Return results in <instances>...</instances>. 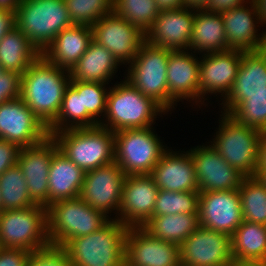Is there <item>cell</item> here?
Listing matches in <instances>:
<instances>
[{
  "label": "cell",
  "instance_id": "1",
  "mask_svg": "<svg viewBox=\"0 0 266 266\" xmlns=\"http://www.w3.org/2000/svg\"><path fill=\"white\" fill-rule=\"evenodd\" d=\"M70 79L69 70L42 55L22 74L20 98L47 128L57 119Z\"/></svg>",
  "mask_w": 266,
  "mask_h": 266
},
{
  "label": "cell",
  "instance_id": "2",
  "mask_svg": "<svg viewBox=\"0 0 266 266\" xmlns=\"http://www.w3.org/2000/svg\"><path fill=\"white\" fill-rule=\"evenodd\" d=\"M109 88L106 113L99 124L114 133L122 129H137L154 126L167 113L152 98L143 95L126 79H120Z\"/></svg>",
  "mask_w": 266,
  "mask_h": 266
},
{
  "label": "cell",
  "instance_id": "3",
  "mask_svg": "<svg viewBox=\"0 0 266 266\" xmlns=\"http://www.w3.org/2000/svg\"><path fill=\"white\" fill-rule=\"evenodd\" d=\"M128 227L111 219L101 229L70 239L64 248L73 266H124Z\"/></svg>",
  "mask_w": 266,
  "mask_h": 266
},
{
  "label": "cell",
  "instance_id": "4",
  "mask_svg": "<svg viewBox=\"0 0 266 266\" xmlns=\"http://www.w3.org/2000/svg\"><path fill=\"white\" fill-rule=\"evenodd\" d=\"M220 113L219 127L207 144L210 143L244 177H255L263 132L240 123L229 113Z\"/></svg>",
  "mask_w": 266,
  "mask_h": 266
},
{
  "label": "cell",
  "instance_id": "5",
  "mask_svg": "<svg viewBox=\"0 0 266 266\" xmlns=\"http://www.w3.org/2000/svg\"><path fill=\"white\" fill-rule=\"evenodd\" d=\"M58 149L84 172L114 161V132L99 126L73 128L51 135Z\"/></svg>",
  "mask_w": 266,
  "mask_h": 266
},
{
  "label": "cell",
  "instance_id": "6",
  "mask_svg": "<svg viewBox=\"0 0 266 266\" xmlns=\"http://www.w3.org/2000/svg\"><path fill=\"white\" fill-rule=\"evenodd\" d=\"M72 25L65 0H23L16 10V26L41 54Z\"/></svg>",
  "mask_w": 266,
  "mask_h": 266
},
{
  "label": "cell",
  "instance_id": "7",
  "mask_svg": "<svg viewBox=\"0 0 266 266\" xmlns=\"http://www.w3.org/2000/svg\"><path fill=\"white\" fill-rule=\"evenodd\" d=\"M46 209L49 241L63 246L70 239L101 229L112 219L80 197L51 203Z\"/></svg>",
  "mask_w": 266,
  "mask_h": 266
},
{
  "label": "cell",
  "instance_id": "8",
  "mask_svg": "<svg viewBox=\"0 0 266 266\" xmlns=\"http://www.w3.org/2000/svg\"><path fill=\"white\" fill-rule=\"evenodd\" d=\"M155 127L122 129L114 133V161L127 175L151 174L168 148Z\"/></svg>",
  "mask_w": 266,
  "mask_h": 266
},
{
  "label": "cell",
  "instance_id": "9",
  "mask_svg": "<svg viewBox=\"0 0 266 266\" xmlns=\"http://www.w3.org/2000/svg\"><path fill=\"white\" fill-rule=\"evenodd\" d=\"M171 49L144 42L124 73L125 79L168 113L167 65Z\"/></svg>",
  "mask_w": 266,
  "mask_h": 266
},
{
  "label": "cell",
  "instance_id": "10",
  "mask_svg": "<svg viewBox=\"0 0 266 266\" xmlns=\"http://www.w3.org/2000/svg\"><path fill=\"white\" fill-rule=\"evenodd\" d=\"M50 243L47 230V209L34 205L5 210L0 214V245L34 251Z\"/></svg>",
  "mask_w": 266,
  "mask_h": 266
},
{
  "label": "cell",
  "instance_id": "11",
  "mask_svg": "<svg viewBox=\"0 0 266 266\" xmlns=\"http://www.w3.org/2000/svg\"><path fill=\"white\" fill-rule=\"evenodd\" d=\"M242 55L243 51L237 49L201 54L197 108H202V105L208 106L205 101H208L209 94H220L219 102L227 96L237 76Z\"/></svg>",
  "mask_w": 266,
  "mask_h": 266
},
{
  "label": "cell",
  "instance_id": "12",
  "mask_svg": "<svg viewBox=\"0 0 266 266\" xmlns=\"http://www.w3.org/2000/svg\"><path fill=\"white\" fill-rule=\"evenodd\" d=\"M125 177L123 170L115 161L87 171L79 197L108 217L113 215L110 213H114L112 219L119 220Z\"/></svg>",
  "mask_w": 266,
  "mask_h": 266
},
{
  "label": "cell",
  "instance_id": "13",
  "mask_svg": "<svg viewBox=\"0 0 266 266\" xmlns=\"http://www.w3.org/2000/svg\"><path fill=\"white\" fill-rule=\"evenodd\" d=\"M93 41L107 48L121 65H129L145 42V33L113 11L92 26Z\"/></svg>",
  "mask_w": 266,
  "mask_h": 266
},
{
  "label": "cell",
  "instance_id": "14",
  "mask_svg": "<svg viewBox=\"0 0 266 266\" xmlns=\"http://www.w3.org/2000/svg\"><path fill=\"white\" fill-rule=\"evenodd\" d=\"M181 266H233L231 237L199 227L179 245Z\"/></svg>",
  "mask_w": 266,
  "mask_h": 266
},
{
  "label": "cell",
  "instance_id": "15",
  "mask_svg": "<svg viewBox=\"0 0 266 266\" xmlns=\"http://www.w3.org/2000/svg\"><path fill=\"white\" fill-rule=\"evenodd\" d=\"M48 128L19 97L0 104V139L21 147L41 143Z\"/></svg>",
  "mask_w": 266,
  "mask_h": 266
},
{
  "label": "cell",
  "instance_id": "16",
  "mask_svg": "<svg viewBox=\"0 0 266 266\" xmlns=\"http://www.w3.org/2000/svg\"><path fill=\"white\" fill-rule=\"evenodd\" d=\"M58 150L56 141L50 135L39 144L20 148L17 164L27 182L30 199L35 205H49L50 163Z\"/></svg>",
  "mask_w": 266,
  "mask_h": 266
},
{
  "label": "cell",
  "instance_id": "17",
  "mask_svg": "<svg viewBox=\"0 0 266 266\" xmlns=\"http://www.w3.org/2000/svg\"><path fill=\"white\" fill-rule=\"evenodd\" d=\"M195 166L199 192L239 190L244 178L211 145L203 144L188 149Z\"/></svg>",
  "mask_w": 266,
  "mask_h": 266
},
{
  "label": "cell",
  "instance_id": "18",
  "mask_svg": "<svg viewBox=\"0 0 266 266\" xmlns=\"http://www.w3.org/2000/svg\"><path fill=\"white\" fill-rule=\"evenodd\" d=\"M198 212L201 227L231 237L243 222L239 190L200 192Z\"/></svg>",
  "mask_w": 266,
  "mask_h": 266
},
{
  "label": "cell",
  "instance_id": "19",
  "mask_svg": "<svg viewBox=\"0 0 266 266\" xmlns=\"http://www.w3.org/2000/svg\"><path fill=\"white\" fill-rule=\"evenodd\" d=\"M124 266H181L179 245L157 239L142 227H129Z\"/></svg>",
  "mask_w": 266,
  "mask_h": 266
},
{
  "label": "cell",
  "instance_id": "20",
  "mask_svg": "<svg viewBox=\"0 0 266 266\" xmlns=\"http://www.w3.org/2000/svg\"><path fill=\"white\" fill-rule=\"evenodd\" d=\"M196 55L189 50H171L169 54L166 73L170 114L179 101L198 106L200 56Z\"/></svg>",
  "mask_w": 266,
  "mask_h": 266
},
{
  "label": "cell",
  "instance_id": "21",
  "mask_svg": "<svg viewBox=\"0 0 266 266\" xmlns=\"http://www.w3.org/2000/svg\"><path fill=\"white\" fill-rule=\"evenodd\" d=\"M159 188L150 174L127 175L123 183L119 221L142 227L152 216Z\"/></svg>",
  "mask_w": 266,
  "mask_h": 266
},
{
  "label": "cell",
  "instance_id": "22",
  "mask_svg": "<svg viewBox=\"0 0 266 266\" xmlns=\"http://www.w3.org/2000/svg\"><path fill=\"white\" fill-rule=\"evenodd\" d=\"M196 10L185 6L160 11L145 34V41L156 47L189 50Z\"/></svg>",
  "mask_w": 266,
  "mask_h": 266
},
{
  "label": "cell",
  "instance_id": "23",
  "mask_svg": "<svg viewBox=\"0 0 266 266\" xmlns=\"http://www.w3.org/2000/svg\"><path fill=\"white\" fill-rule=\"evenodd\" d=\"M221 15L224 21L227 45L230 49L242 51L263 49L266 31L262 29V33H258V30L260 31L258 28L262 25L252 0L239 7L221 12Z\"/></svg>",
  "mask_w": 266,
  "mask_h": 266
},
{
  "label": "cell",
  "instance_id": "24",
  "mask_svg": "<svg viewBox=\"0 0 266 266\" xmlns=\"http://www.w3.org/2000/svg\"><path fill=\"white\" fill-rule=\"evenodd\" d=\"M159 190L187 192L199 191L195 166L189 150L173 151L169 147L150 174Z\"/></svg>",
  "mask_w": 266,
  "mask_h": 266
},
{
  "label": "cell",
  "instance_id": "25",
  "mask_svg": "<svg viewBox=\"0 0 266 266\" xmlns=\"http://www.w3.org/2000/svg\"><path fill=\"white\" fill-rule=\"evenodd\" d=\"M266 91V52L243 51L237 76L227 96L222 100L221 111L230 113L242 100L245 93Z\"/></svg>",
  "mask_w": 266,
  "mask_h": 266
},
{
  "label": "cell",
  "instance_id": "26",
  "mask_svg": "<svg viewBox=\"0 0 266 266\" xmlns=\"http://www.w3.org/2000/svg\"><path fill=\"white\" fill-rule=\"evenodd\" d=\"M92 41L91 26L73 24L63 29L41 55L49 63L70 71Z\"/></svg>",
  "mask_w": 266,
  "mask_h": 266
},
{
  "label": "cell",
  "instance_id": "27",
  "mask_svg": "<svg viewBox=\"0 0 266 266\" xmlns=\"http://www.w3.org/2000/svg\"><path fill=\"white\" fill-rule=\"evenodd\" d=\"M84 176L85 172L58 150L50 163L49 205L57 201L79 197Z\"/></svg>",
  "mask_w": 266,
  "mask_h": 266
},
{
  "label": "cell",
  "instance_id": "28",
  "mask_svg": "<svg viewBox=\"0 0 266 266\" xmlns=\"http://www.w3.org/2000/svg\"><path fill=\"white\" fill-rule=\"evenodd\" d=\"M229 49L221 13L196 10L189 50L201 55Z\"/></svg>",
  "mask_w": 266,
  "mask_h": 266
},
{
  "label": "cell",
  "instance_id": "29",
  "mask_svg": "<svg viewBox=\"0 0 266 266\" xmlns=\"http://www.w3.org/2000/svg\"><path fill=\"white\" fill-rule=\"evenodd\" d=\"M120 65L107 48L92 41L86 52L69 71L70 80L109 84Z\"/></svg>",
  "mask_w": 266,
  "mask_h": 266
},
{
  "label": "cell",
  "instance_id": "30",
  "mask_svg": "<svg viewBox=\"0 0 266 266\" xmlns=\"http://www.w3.org/2000/svg\"><path fill=\"white\" fill-rule=\"evenodd\" d=\"M231 245L234 264H266V225L243 220Z\"/></svg>",
  "mask_w": 266,
  "mask_h": 266
},
{
  "label": "cell",
  "instance_id": "31",
  "mask_svg": "<svg viewBox=\"0 0 266 266\" xmlns=\"http://www.w3.org/2000/svg\"><path fill=\"white\" fill-rule=\"evenodd\" d=\"M41 53L15 26L0 41V66L4 71L23 74Z\"/></svg>",
  "mask_w": 266,
  "mask_h": 266
},
{
  "label": "cell",
  "instance_id": "32",
  "mask_svg": "<svg viewBox=\"0 0 266 266\" xmlns=\"http://www.w3.org/2000/svg\"><path fill=\"white\" fill-rule=\"evenodd\" d=\"M200 227L199 214L152 216L142 228L151 236L180 245Z\"/></svg>",
  "mask_w": 266,
  "mask_h": 266
},
{
  "label": "cell",
  "instance_id": "33",
  "mask_svg": "<svg viewBox=\"0 0 266 266\" xmlns=\"http://www.w3.org/2000/svg\"><path fill=\"white\" fill-rule=\"evenodd\" d=\"M99 124L83 110L82 93L70 84L66 87L57 119L48 127L49 135L73 128H90Z\"/></svg>",
  "mask_w": 266,
  "mask_h": 266
},
{
  "label": "cell",
  "instance_id": "34",
  "mask_svg": "<svg viewBox=\"0 0 266 266\" xmlns=\"http://www.w3.org/2000/svg\"><path fill=\"white\" fill-rule=\"evenodd\" d=\"M34 205L28 193L27 182L18 164L0 175V207L2 211Z\"/></svg>",
  "mask_w": 266,
  "mask_h": 266
},
{
  "label": "cell",
  "instance_id": "35",
  "mask_svg": "<svg viewBox=\"0 0 266 266\" xmlns=\"http://www.w3.org/2000/svg\"><path fill=\"white\" fill-rule=\"evenodd\" d=\"M239 194L243 220L266 225V187L256 177H244Z\"/></svg>",
  "mask_w": 266,
  "mask_h": 266
},
{
  "label": "cell",
  "instance_id": "36",
  "mask_svg": "<svg viewBox=\"0 0 266 266\" xmlns=\"http://www.w3.org/2000/svg\"><path fill=\"white\" fill-rule=\"evenodd\" d=\"M112 11L145 34L160 13L155 0H113Z\"/></svg>",
  "mask_w": 266,
  "mask_h": 266
},
{
  "label": "cell",
  "instance_id": "37",
  "mask_svg": "<svg viewBox=\"0 0 266 266\" xmlns=\"http://www.w3.org/2000/svg\"><path fill=\"white\" fill-rule=\"evenodd\" d=\"M199 191L175 192L159 190L153 216L199 214Z\"/></svg>",
  "mask_w": 266,
  "mask_h": 266
},
{
  "label": "cell",
  "instance_id": "38",
  "mask_svg": "<svg viewBox=\"0 0 266 266\" xmlns=\"http://www.w3.org/2000/svg\"><path fill=\"white\" fill-rule=\"evenodd\" d=\"M229 114L248 127L266 132V91L245 93V99Z\"/></svg>",
  "mask_w": 266,
  "mask_h": 266
},
{
  "label": "cell",
  "instance_id": "39",
  "mask_svg": "<svg viewBox=\"0 0 266 266\" xmlns=\"http://www.w3.org/2000/svg\"><path fill=\"white\" fill-rule=\"evenodd\" d=\"M69 84L78 93H82L83 110H87V113L100 124L106 113L109 91V87H106V85L108 84L78 80H70Z\"/></svg>",
  "mask_w": 266,
  "mask_h": 266
},
{
  "label": "cell",
  "instance_id": "40",
  "mask_svg": "<svg viewBox=\"0 0 266 266\" xmlns=\"http://www.w3.org/2000/svg\"><path fill=\"white\" fill-rule=\"evenodd\" d=\"M113 0H65L73 24L92 26L112 12Z\"/></svg>",
  "mask_w": 266,
  "mask_h": 266
},
{
  "label": "cell",
  "instance_id": "41",
  "mask_svg": "<svg viewBox=\"0 0 266 266\" xmlns=\"http://www.w3.org/2000/svg\"><path fill=\"white\" fill-rule=\"evenodd\" d=\"M27 266H73L63 245L48 243L30 252Z\"/></svg>",
  "mask_w": 266,
  "mask_h": 266
},
{
  "label": "cell",
  "instance_id": "42",
  "mask_svg": "<svg viewBox=\"0 0 266 266\" xmlns=\"http://www.w3.org/2000/svg\"><path fill=\"white\" fill-rule=\"evenodd\" d=\"M22 75L13 71H4L0 75V104L21 96Z\"/></svg>",
  "mask_w": 266,
  "mask_h": 266
},
{
  "label": "cell",
  "instance_id": "43",
  "mask_svg": "<svg viewBox=\"0 0 266 266\" xmlns=\"http://www.w3.org/2000/svg\"><path fill=\"white\" fill-rule=\"evenodd\" d=\"M20 147L7 140L0 139V175L17 164Z\"/></svg>",
  "mask_w": 266,
  "mask_h": 266
},
{
  "label": "cell",
  "instance_id": "44",
  "mask_svg": "<svg viewBox=\"0 0 266 266\" xmlns=\"http://www.w3.org/2000/svg\"><path fill=\"white\" fill-rule=\"evenodd\" d=\"M30 251L19 248H1L0 266H27Z\"/></svg>",
  "mask_w": 266,
  "mask_h": 266
},
{
  "label": "cell",
  "instance_id": "45",
  "mask_svg": "<svg viewBox=\"0 0 266 266\" xmlns=\"http://www.w3.org/2000/svg\"><path fill=\"white\" fill-rule=\"evenodd\" d=\"M251 0H208V7L205 9L211 12H224L239 7Z\"/></svg>",
  "mask_w": 266,
  "mask_h": 266
},
{
  "label": "cell",
  "instance_id": "46",
  "mask_svg": "<svg viewBox=\"0 0 266 266\" xmlns=\"http://www.w3.org/2000/svg\"><path fill=\"white\" fill-rule=\"evenodd\" d=\"M16 26V11L0 9V41Z\"/></svg>",
  "mask_w": 266,
  "mask_h": 266
},
{
  "label": "cell",
  "instance_id": "47",
  "mask_svg": "<svg viewBox=\"0 0 266 266\" xmlns=\"http://www.w3.org/2000/svg\"><path fill=\"white\" fill-rule=\"evenodd\" d=\"M266 169V132H263L259 140L258 163L256 170Z\"/></svg>",
  "mask_w": 266,
  "mask_h": 266
},
{
  "label": "cell",
  "instance_id": "48",
  "mask_svg": "<svg viewBox=\"0 0 266 266\" xmlns=\"http://www.w3.org/2000/svg\"><path fill=\"white\" fill-rule=\"evenodd\" d=\"M160 11L172 10L184 6L183 0H155Z\"/></svg>",
  "mask_w": 266,
  "mask_h": 266
},
{
  "label": "cell",
  "instance_id": "49",
  "mask_svg": "<svg viewBox=\"0 0 266 266\" xmlns=\"http://www.w3.org/2000/svg\"><path fill=\"white\" fill-rule=\"evenodd\" d=\"M256 6V10L261 21V25L266 27V0H252ZM266 31V29H265Z\"/></svg>",
  "mask_w": 266,
  "mask_h": 266
},
{
  "label": "cell",
  "instance_id": "50",
  "mask_svg": "<svg viewBox=\"0 0 266 266\" xmlns=\"http://www.w3.org/2000/svg\"><path fill=\"white\" fill-rule=\"evenodd\" d=\"M184 6L194 10H205L208 7V0H183Z\"/></svg>",
  "mask_w": 266,
  "mask_h": 266
},
{
  "label": "cell",
  "instance_id": "51",
  "mask_svg": "<svg viewBox=\"0 0 266 266\" xmlns=\"http://www.w3.org/2000/svg\"><path fill=\"white\" fill-rule=\"evenodd\" d=\"M23 0H0V9L16 11Z\"/></svg>",
  "mask_w": 266,
  "mask_h": 266
},
{
  "label": "cell",
  "instance_id": "52",
  "mask_svg": "<svg viewBox=\"0 0 266 266\" xmlns=\"http://www.w3.org/2000/svg\"><path fill=\"white\" fill-rule=\"evenodd\" d=\"M255 177L266 187V169L256 170Z\"/></svg>",
  "mask_w": 266,
  "mask_h": 266
},
{
  "label": "cell",
  "instance_id": "53",
  "mask_svg": "<svg viewBox=\"0 0 266 266\" xmlns=\"http://www.w3.org/2000/svg\"><path fill=\"white\" fill-rule=\"evenodd\" d=\"M233 266H266V264H234Z\"/></svg>",
  "mask_w": 266,
  "mask_h": 266
},
{
  "label": "cell",
  "instance_id": "54",
  "mask_svg": "<svg viewBox=\"0 0 266 266\" xmlns=\"http://www.w3.org/2000/svg\"><path fill=\"white\" fill-rule=\"evenodd\" d=\"M263 50L266 52V35H265V39H264Z\"/></svg>",
  "mask_w": 266,
  "mask_h": 266
},
{
  "label": "cell",
  "instance_id": "55",
  "mask_svg": "<svg viewBox=\"0 0 266 266\" xmlns=\"http://www.w3.org/2000/svg\"><path fill=\"white\" fill-rule=\"evenodd\" d=\"M4 72L3 68L0 66V75Z\"/></svg>",
  "mask_w": 266,
  "mask_h": 266
}]
</instances>
